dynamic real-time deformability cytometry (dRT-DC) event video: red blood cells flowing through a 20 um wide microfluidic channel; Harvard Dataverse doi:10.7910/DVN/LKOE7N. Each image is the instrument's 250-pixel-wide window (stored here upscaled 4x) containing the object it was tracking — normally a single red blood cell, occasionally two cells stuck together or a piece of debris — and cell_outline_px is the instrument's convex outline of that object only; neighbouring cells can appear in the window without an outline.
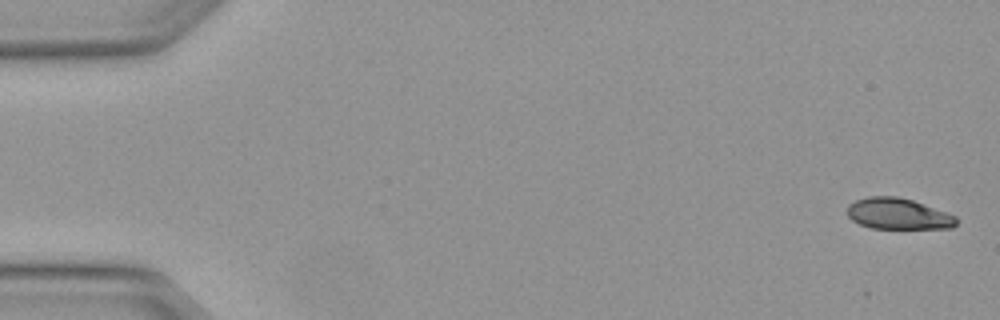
{"species": "Egyptian fruit bat (a non-hibernating species)", "species_latin": "Rousettus aegyptiacus", "temperature_condition": "warm", "stored_images_in_passage": 5, "camera_frame_rate_fps": 3000, "um_per_image_px": 0.085, "animal": {"sex": "female"}, "frame": {"image": 1, "passage_image": 1, "time_ms": 0.0, "image_size_px": [1000, 320], "cell_outline_px": [[956, 224], [952, 228], [872, 228], [860, 224], [852, 220], [848, 216], [848, 204], [856, 200], [868, 196], [896, 196], [912, 200], [956, 216]], "centroid_in_image_um": [76.31, 18.17], "position_along_channel_um": 8.7, "area_um2": 19.54}}